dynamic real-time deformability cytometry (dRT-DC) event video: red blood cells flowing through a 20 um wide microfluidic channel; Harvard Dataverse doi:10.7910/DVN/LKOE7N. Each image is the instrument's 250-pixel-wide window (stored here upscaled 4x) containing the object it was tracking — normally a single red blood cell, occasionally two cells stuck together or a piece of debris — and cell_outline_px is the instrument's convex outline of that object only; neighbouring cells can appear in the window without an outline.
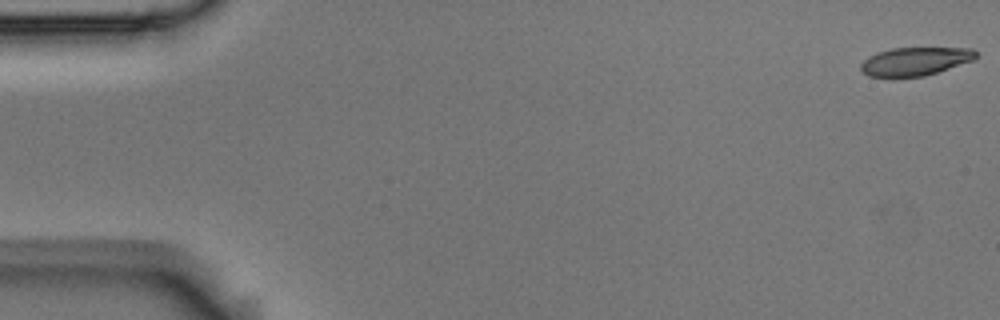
{"species": "Egyptian fruit bat (a non-hibernating species)", "species_latin": "Rousettus aegyptiacus", "temperature_condition": "room temperature", "stored_images_in_passage": 54, "camera_frame_rate_fps": 3000, "um_per_image_px": 0.085, "animal": {"sex": "male"}, "frame": {"image": 1, "passage_image": 1, "time_ms": 0.0, "image_size_px": [1000, 320], "cell_outline_px": [[976, 56], [972, 60], [924, 76], [892, 80], [868, 76], [860, 72], [860, 64], [868, 56], [876, 52], [892, 48], [972, 48], [976, 52]], "centroid_in_image_um": [77.65, 5.26], "position_along_channel_um": 7.4, "area_um2": 19.54}}
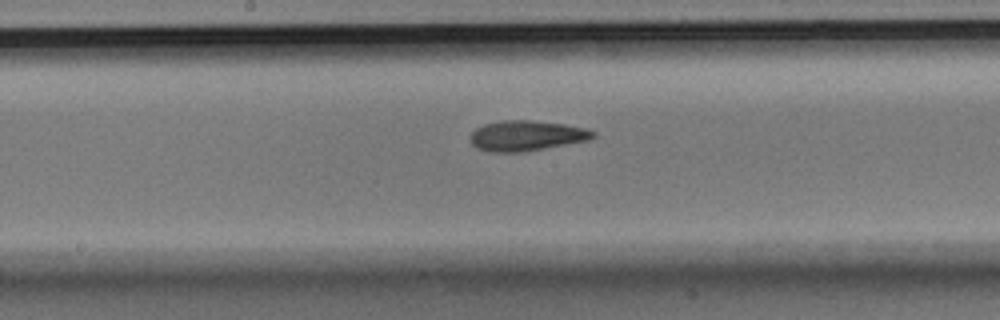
{"frame": {"image": 2, "passage_image": 28, "time_ms": 9.0, "image_size_px": [1000, 320], "cell_outline_px": [[596, 136], [588, 140], [524, 152], [488, 152], [476, 148], [472, 144], [472, 132], [476, 128], [484, 124], [504, 120], [532, 120], [564, 124], [584, 128], [596, 132]], "centroid_in_image_um": [44.75, 11.54], "position_along_channel_um": 203.4, "area_um2": 21.62}}
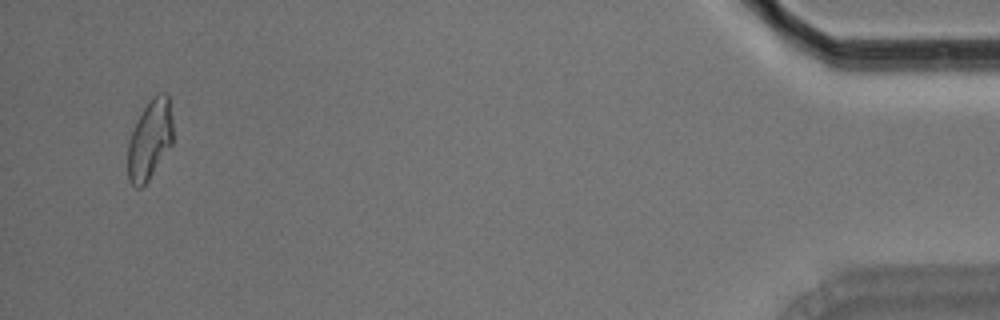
{"frame": {"image": 3, "passage_image": 52, "time_ms": 17.0, "image_size_px": [1000, 320], "cell_outline_px": [[172, 144], [148, 180], [140, 188], [136, 188], [128, 180], [128, 140], [136, 120], [152, 96], [156, 92], [168, 92], [172, 120]], "centroid_in_image_um": [12.73, 11.83], "position_along_channel_um": 422.5, "area_um2": 21.04}, "authors_computed_cell_mechanics": {"area_um2": 20.808, "velocity_mm_per_s": 3.7505, "shape_relaxation_time_tau1_ms": 3.6788, "shape_relaxation_time_tau2_ms": 3.8994, "deformation_change_tau1": 0.1469, "deformation_change_tau2": 0.11}}